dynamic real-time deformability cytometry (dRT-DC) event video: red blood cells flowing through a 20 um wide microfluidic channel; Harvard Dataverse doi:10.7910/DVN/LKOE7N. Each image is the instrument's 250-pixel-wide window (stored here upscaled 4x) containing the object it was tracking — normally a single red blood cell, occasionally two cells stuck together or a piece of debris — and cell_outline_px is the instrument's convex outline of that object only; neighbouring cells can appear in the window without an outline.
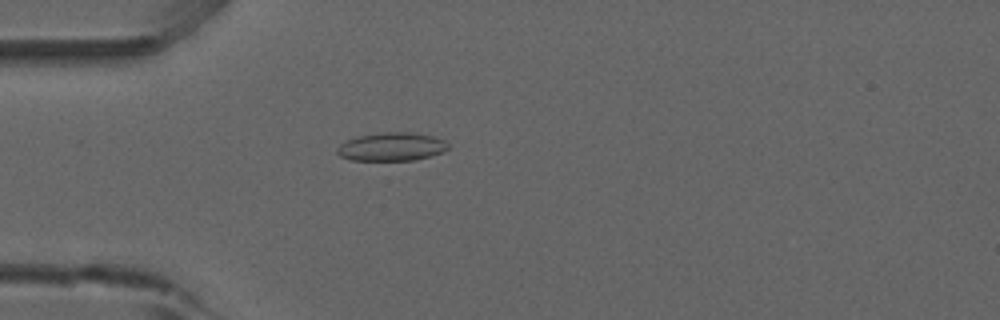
{"species": "common noctule bat (a hibernating species)", "species_latin": "Nyctalus noctula", "temperature_condition": "room temperature", "stored_images_in_passage": 50, "camera_frame_rate_fps": 3000, "um_per_image_px": 0.085, "animal": {"sex": "male", "forearm_length_mm": 52.5}, "frame": {"image": 1, "passage_image": 12, "time_ms": 3.667, "image_size_px": [1000, 320], "cell_outline_px": [[448, 148], [444, 152], [416, 160], [352, 160], [340, 156], [336, 152], [336, 148], [340, 144], [348, 140], [360, 136], [384, 132], [408, 132], [432, 136], [444, 140], [448, 144]], "centroid_in_image_um": [33.3, 12.48], "position_along_channel_um": 51.7, "area_um2": 18.21}}
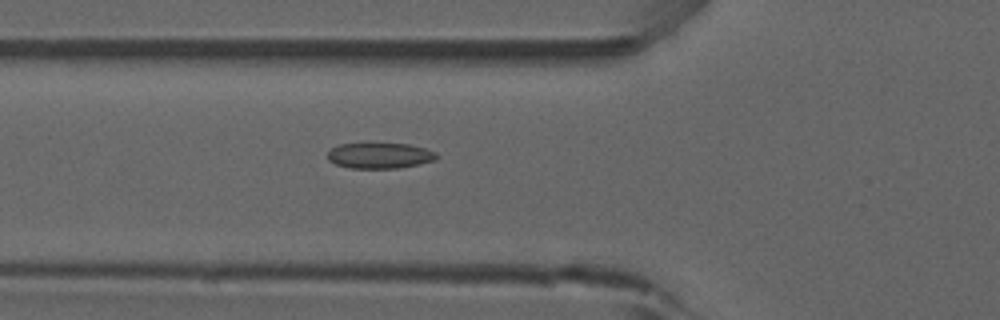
{"frame": {"image": 2, "passage_image": 16, "time_ms": 5.0, "image_size_px": [1000, 320], "cell_outline_px": [[440, 156], [436, 160], [420, 164], [400, 168], [352, 168], [336, 164], [328, 160], [328, 152], [332, 148], [340, 144], [408, 144], [424, 148], [436, 152]], "centroid_in_image_um": [32.33, 13.23], "position_along_channel_um": 93.5, "area_um2": 16.24}}
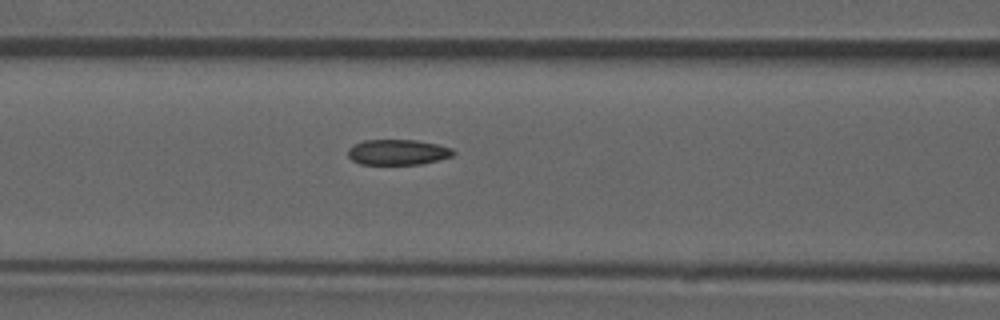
{"frame": {"image": 3, "passage_image": 19, "time_ms": 6.0, "image_size_px": [1000, 320], "cell_outline_px": [[456, 152], [452, 156], [420, 164], [360, 164], [352, 160], [348, 156], [348, 148], [364, 140], [416, 140], [436, 144], [452, 148]], "centroid_in_image_um": [33.8, 12.93], "position_along_channel_um": 132.8, "area_um2": 15.49}, "authors_computed_cell_mechanics": {"area_um2": 16.3863, "velocity_mm_per_s": 3.8845, "shape_relaxation_time_tau1_ms": null, "shape_relaxation_time_tau2_ms": 2.5906, "deformation_change_tau1": null, "deformation_change_tau2": 0.0827}}